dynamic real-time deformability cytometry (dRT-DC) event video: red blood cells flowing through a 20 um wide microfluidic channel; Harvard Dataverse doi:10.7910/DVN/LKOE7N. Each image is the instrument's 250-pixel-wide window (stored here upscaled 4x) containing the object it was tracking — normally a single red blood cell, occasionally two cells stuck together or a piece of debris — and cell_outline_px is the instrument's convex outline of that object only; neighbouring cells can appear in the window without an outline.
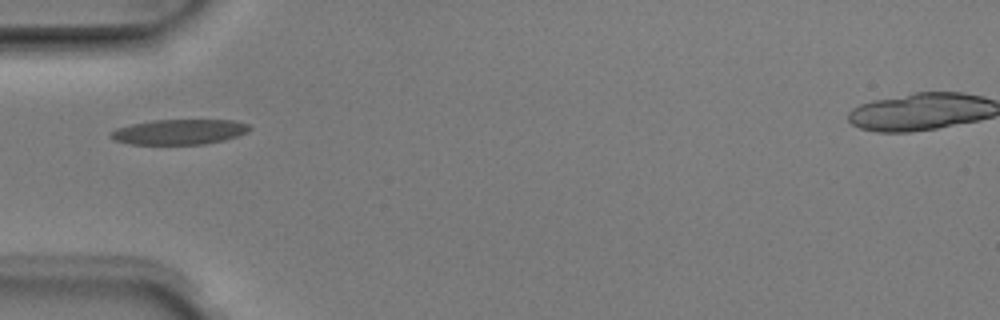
{"species": "Egyptian fruit bat (a non-hibernating species)", "species_latin": "Rousettus aegyptiacus", "temperature_condition": "room temperature", "stored_images_in_passage": 1, "camera_frame_rate_fps": 3000, "um_per_image_px": 0.085, "animal": {"sex": "male"}, "frame": {"image": 1, "passage_image": 1, "time_ms": 0.0, "image_size_px": [1000, 320], "cell_outline_px": [[252, 128], [248, 132], [224, 140], [204, 144], [128, 144], [112, 140], [108, 136], [108, 132], [116, 128], [132, 124], [152, 120], [232, 120], [248, 124]], "centroid_in_image_um": [15.18, 11.21], "position_along_channel_um": 69.8, "area_um2": 20.52}}